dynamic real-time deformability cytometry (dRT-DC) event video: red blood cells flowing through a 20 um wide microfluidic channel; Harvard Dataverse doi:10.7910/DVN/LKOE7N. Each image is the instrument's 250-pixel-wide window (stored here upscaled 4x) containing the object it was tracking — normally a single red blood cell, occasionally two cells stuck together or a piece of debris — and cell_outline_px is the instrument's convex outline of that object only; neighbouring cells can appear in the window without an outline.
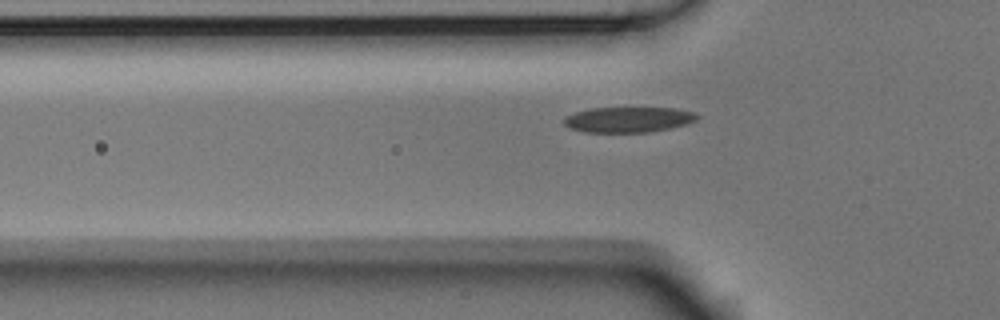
{"species": "Egyptian fruit bat (a non-hibernating species)", "species_latin": "Rousettus aegyptiacus", "temperature_condition": "room temperature", "stored_images_in_passage": 38, "camera_frame_rate_fps": 3000, "um_per_image_px": 0.085, "animal": {"sex": "male"}, "frame": {"image": 1, "passage_image": 6, "time_ms": 1.667, "image_size_px": [1000, 320], "cell_outline_px": [[700, 116], [696, 120], [688, 124], [648, 132], [584, 132], [572, 128], [564, 124], [564, 120], [568, 116], [576, 112], [592, 108], [676, 108], [696, 112]], "centroid_in_image_um": [53.48, 10.16], "position_along_channel_um": 72.3, "area_um2": 19.59}}
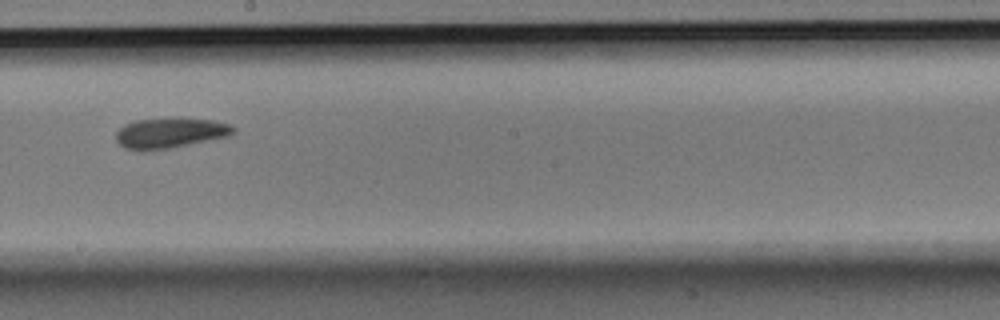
{"frame": {"image": 2, "passage_image": 19, "time_ms": 6.0, "image_size_px": [1000, 320], "cell_outline_px": [[236, 132], [228, 136], [168, 148], [124, 148], [116, 140], [116, 132], [124, 124], [136, 120], [176, 116], [212, 120], [228, 124], [236, 128]], "centroid_in_image_um": [14.49, 11.23], "position_along_channel_um": 233.7, "area_um2": 20.52}}
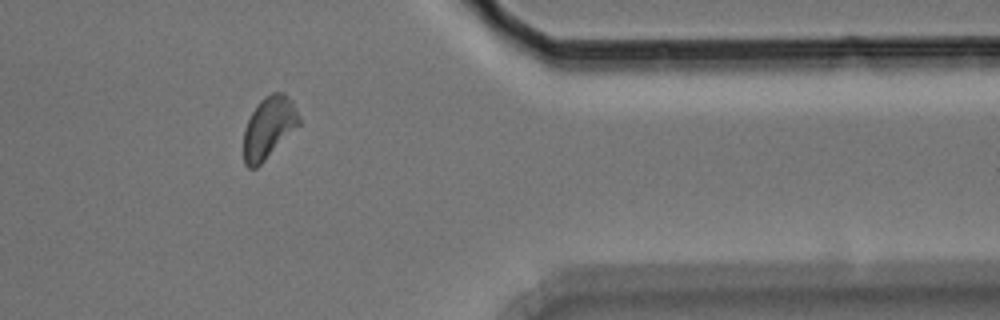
{"frame": {"image": 3, "passage_image": 33, "time_ms": 10.667, "image_size_px": [1000, 320], "cell_outline_px": [[300, 124], [256, 168], [248, 168], [244, 164], [244, 128], [252, 112], [260, 100], [264, 96], [272, 92], [284, 92], [292, 100], [300, 116]], "centroid_in_image_um": [22.85, 10.81], "position_along_channel_um": 388.6, "area_um2": 19.83}}